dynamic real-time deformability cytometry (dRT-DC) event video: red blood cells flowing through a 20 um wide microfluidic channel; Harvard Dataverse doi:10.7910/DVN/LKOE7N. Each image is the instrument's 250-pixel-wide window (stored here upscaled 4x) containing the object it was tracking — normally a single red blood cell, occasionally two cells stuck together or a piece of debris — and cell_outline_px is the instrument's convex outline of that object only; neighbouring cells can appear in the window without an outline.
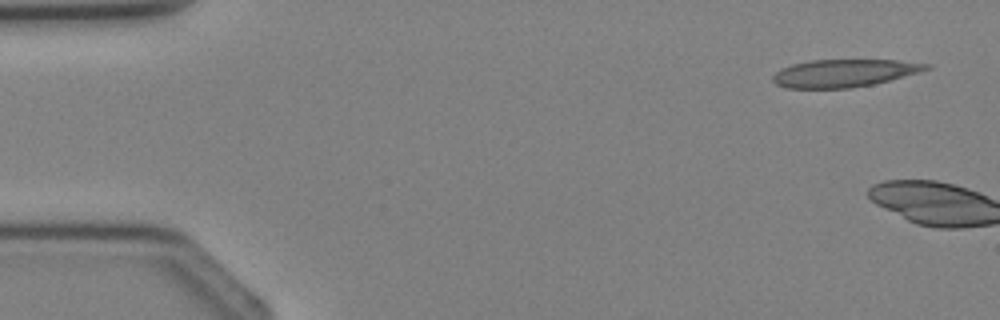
{"species": "Egyptian fruit bat (a non-hibernating species)", "species_latin": "Rousettus aegyptiacus", "temperature_condition": "cold", "stored_images_in_passage": 4, "camera_frame_rate_fps": 3000, "um_per_image_px": 0.085, "animal": {"sex": "female"}, "frame": {"image": 1, "passage_image": 1, "time_ms": 0.0, "image_size_px": [1000, 320], "cell_outline_px": [[932, 68], [888, 80], [872, 84], [852, 88], [788, 88], [776, 84], [772, 80], [772, 76], [776, 72], [792, 64], [812, 60], [896, 60], [932, 64]], "centroid_in_image_um": [71.74, 6.21], "position_along_channel_um": 13.3, "area_um2": 24.45}}